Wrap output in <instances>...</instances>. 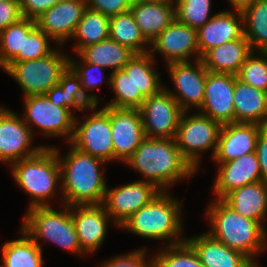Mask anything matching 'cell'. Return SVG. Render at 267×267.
<instances>
[{
	"instance_id": "30",
	"label": "cell",
	"mask_w": 267,
	"mask_h": 267,
	"mask_svg": "<svg viewBox=\"0 0 267 267\" xmlns=\"http://www.w3.org/2000/svg\"><path fill=\"white\" fill-rule=\"evenodd\" d=\"M76 56L79 59L77 57H69V76L76 82L79 94L87 104L98 106L100 97L93 93H88V91H92L99 86L101 88V84L104 82L110 86V74L105 78V68L85 62L78 54Z\"/></svg>"
},
{
	"instance_id": "23",
	"label": "cell",
	"mask_w": 267,
	"mask_h": 267,
	"mask_svg": "<svg viewBox=\"0 0 267 267\" xmlns=\"http://www.w3.org/2000/svg\"><path fill=\"white\" fill-rule=\"evenodd\" d=\"M186 241L196 251L203 267H254L255 264L243 253L228 248L207 232L187 236Z\"/></svg>"
},
{
	"instance_id": "48",
	"label": "cell",
	"mask_w": 267,
	"mask_h": 267,
	"mask_svg": "<svg viewBox=\"0 0 267 267\" xmlns=\"http://www.w3.org/2000/svg\"><path fill=\"white\" fill-rule=\"evenodd\" d=\"M133 1L147 2V3H158V2L173 1V0H133Z\"/></svg>"
},
{
	"instance_id": "32",
	"label": "cell",
	"mask_w": 267,
	"mask_h": 267,
	"mask_svg": "<svg viewBox=\"0 0 267 267\" xmlns=\"http://www.w3.org/2000/svg\"><path fill=\"white\" fill-rule=\"evenodd\" d=\"M109 38L128 47L135 54L149 53L150 43L144 38L131 11L109 18Z\"/></svg>"
},
{
	"instance_id": "3",
	"label": "cell",
	"mask_w": 267,
	"mask_h": 267,
	"mask_svg": "<svg viewBox=\"0 0 267 267\" xmlns=\"http://www.w3.org/2000/svg\"><path fill=\"white\" fill-rule=\"evenodd\" d=\"M205 214L210 228L207 233L212 238L260 265L256 258L267 250V229L259 222L238 214L222 199L214 198L209 202Z\"/></svg>"
},
{
	"instance_id": "16",
	"label": "cell",
	"mask_w": 267,
	"mask_h": 267,
	"mask_svg": "<svg viewBox=\"0 0 267 267\" xmlns=\"http://www.w3.org/2000/svg\"><path fill=\"white\" fill-rule=\"evenodd\" d=\"M109 115L113 138L114 161H127L146 138L139 109H116L102 106Z\"/></svg>"
},
{
	"instance_id": "25",
	"label": "cell",
	"mask_w": 267,
	"mask_h": 267,
	"mask_svg": "<svg viewBox=\"0 0 267 267\" xmlns=\"http://www.w3.org/2000/svg\"><path fill=\"white\" fill-rule=\"evenodd\" d=\"M253 50L245 36L208 50L201 60L204 67L214 73L237 75Z\"/></svg>"
},
{
	"instance_id": "1",
	"label": "cell",
	"mask_w": 267,
	"mask_h": 267,
	"mask_svg": "<svg viewBox=\"0 0 267 267\" xmlns=\"http://www.w3.org/2000/svg\"><path fill=\"white\" fill-rule=\"evenodd\" d=\"M70 147L63 155L59 147L57 153L61 172L62 202L73 205H100L104 201L107 189L104 160ZM63 155V156H61ZM104 168V169H103Z\"/></svg>"
},
{
	"instance_id": "18",
	"label": "cell",
	"mask_w": 267,
	"mask_h": 267,
	"mask_svg": "<svg viewBox=\"0 0 267 267\" xmlns=\"http://www.w3.org/2000/svg\"><path fill=\"white\" fill-rule=\"evenodd\" d=\"M86 8L87 0L61 1L36 18V25L55 45L64 46L71 40Z\"/></svg>"
},
{
	"instance_id": "4",
	"label": "cell",
	"mask_w": 267,
	"mask_h": 267,
	"mask_svg": "<svg viewBox=\"0 0 267 267\" xmlns=\"http://www.w3.org/2000/svg\"><path fill=\"white\" fill-rule=\"evenodd\" d=\"M170 191H161L145 206L131 215L119 228L141 238L166 241L163 246L186 241L182 201ZM183 236V237H182Z\"/></svg>"
},
{
	"instance_id": "24",
	"label": "cell",
	"mask_w": 267,
	"mask_h": 267,
	"mask_svg": "<svg viewBox=\"0 0 267 267\" xmlns=\"http://www.w3.org/2000/svg\"><path fill=\"white\" fill-rule=\"evenodd\" d=\"M235 212L259 222L267 229V182L250 183L229 192L222 199ZM266 225V226H265Z\"/></svg>"
},
{
	"instance_id": "40",
	"label": "cell",
	"mask_w": 267,
	"mask_h": 267,
	"mask_svg": "<svg viewBox=\"0 0 267 267\" xmlns=\"http://www.w3.org/2000/svg\"><path fill=\"white\" fill-rule=\"evenodd\" d=\"M45 95L54 105L68 108L72 113L85 111L89 106L80 96L77 84L70 76L50 88Z\"/></svg>"
},
{
	"instance_id": "34",
	"label": "cell",
	"mask_w": 267,
	"mask_h": 267,
	"mask_svg": "<svg viewBox=\"0 0 267 267\" xmlns=\"http://www.w3.org/2000/svg\"><path fill=\"white\" fill-rule=\"evenodd\" d=\"M244 36L254 52H267V0H257L242 12Z\"/></svg>"
},
{
	"instance_id": "39",
	"label": "cell",
	"mask_w": 267,
	"mask_h": 267,
	"mask_svg": "<svg viewBox=\"0 0 267 267\" xmlns=\"http://www.w3.org/2000/svg\"><path fill=\"white\" fill-rule=\"evenodd\" d=\"M52 42L54 41L36 25L28 34H23L22 52H18L10 62H23L45 57L58 47V45H55V48L51 47Z\"/></svg>"
},
{
	"instance_id": "15",
	"label": "cell",
	"mask_w": 267,
	"mask_h": 267,
	"mask_svg": "<svg viewBox=\"0 0 267 267\" xmlns=\"http://www.w3.org/2000/svg\"><path fill=\"white\" fill-rule=\"evenodd\" d=\"M163 56L165 64L200 60L197 30L174 19L151 43L149 53Z\"/></svg>"
},
{
	"instance_id": "37",
	"label": "cell",
	"mask_w": 267,
	"mask_h": 267,
	"mask_svg": "<svg viewBox=\"0 0 267 267\" xmlns=\"http://www.w3.org/2000/svg\"><path fill=\"white\" fill-rule=\"evenodd\" d=\"M153 254L155 267H203L196 251L187 242L164 246Z\"/></svg>"
},
{
	"instance_id": "17",
	"label": "cell",
	"mask_w": 267,
	"mask_h": 267,
	"mask_svg": "<svg viewBox=\"0 0 267 267\" xmlns=\"http://www.w3.org/2000/svg\"><path fill=\"white\" fill-rule=\"evenodd\" d=\"M237 75L207 72L203 103L197 111L221 125L235 122L234 84Z\"/></svg>"
},
{
	"instance_id": "38",
	"label": "cell",
	"mask_w": 267,
	"mask_h": 267,
	"mask_svg": "<svg viewBox=\"0 0 267 267\" xmlns=\"http://www.w3.org/2000/svg\"><path fill=\"white\" fill-rule=\"evenodd\" d=\"M175 19L198 30L216 13L211 15L212 0H173Z\"/></svg>"
},
{
	"instance_id": "45",
	"label": "cell",
	"mask_w": 267,
	"mask_h": 267,
	"mask_svg": "<svg viewBox=\"0 0 267 267\" xmlns=\"http://www.w3.org/2000/svg\"><path fill=\"white\" fill-rule=\"evenodd\" d=\"M22 16L19 1L0 2V31L19 21Z\"/></svg>"
},
{
	"instance_id": "8",
	"label": "cell",
	"mask_w": 267,
	"mask_h": 267,
	"mask_svg": "<svg viewBox=\"0 0 267 267\" xmlns=\"http://www.w3.org/2000/svg\"><path fill=\"white\" fill-rule=\"evenodd\" d=\"M221 126L219 122L199 112L182 113L175 142L182 156L196 171L201 167V156L204 152L211 151V159L214 157Z\"/></svg>"
},
{
	"instance_id": "46",
	"label": "cell",
	"mask_w": 267,
	"mask_h": 267,
	"mask_svg": "<svg viewBox=\"0 0 267 267\" xmlns=\"http://www.w3.org/2000/svg\"><path fill=\"white\" fill-rule=\"evenodd\" d=\"M255 152L259 161L263 181L267 182V126H264L258 135Z\"/></svg>"
},
{
	"instance_id": "27",
	"label": "cell",
	"mask_w": 267,
	"mask_h": 267,
	"mask_svg": "<svg viewBox=\"0 0 267 267\" xmlns=\"http://www.w3.org/2000/svg\"><path fill=\"white\" fill-rule=\"evenodd\" d=\"M233 99L235 122L267 126V92L236 78Z\"/></svg>"
},
{
	"instance_id": "42",
	"label": "cell",
	"mask_w": 267,
	"mask_h": 267,
	"mask_svg": "<svg viewBox=\"0 0 267 267\" xmlns=\"http://www.w3.org/2000/svg\"><path fill=\"white\" fill-rule=\"evenodd\" d=\"M148 249L142 246L137 250L120 254L99 263L100 267H155L153 256L148 258Z\"/></svg>"
},
{
	"instance_id": "36",
	"label": "cell",
	"mask_w": 267,
	"mask_h": 267,
	"mask_svg": "<svg viewBox=\"0 0 267 267\" xmlns=\"http://www.w3.org/2000/svg\"><path fill=\"white\" fill-rule=\"evenodd\" d=\"M36 26V21L21 18L0 31V68L3 69L17 54L22 52L23 34H28Z\"/></svg>"
},
{
	"instance_id": "6",
	"label": "cell",
	"mask_w": 267,
	"mask_h": 267,
	"mask_svg": "<svg viewBox=\"0 0 267 267\" xmlns=\"http://www.w3.org/2000/svg\"><path fill=\"white\" fill-rule=\"evenodd\" d=\"M62 210L52 206L33 207L25 211L21 227L23 231L39 246V240L48 241L66 252L85 257L87 254L81 249L76 228L71 217L70 206L61 204ZM42 239V240H41ZM44 239V240H43Z\"/></svg>"
},
{
	"instance_id": "41",
	"label": "cell",
	"mask_w": 267,
	"mask_h": 267,
	"mask_svg": "<svg viewBox=\"0 0 267 267\" xmlns=\"http://www.w3.org/2000/svg\"><path fill=\"white\" fill-rule=\"evenodd\" d=\"M237 78L267 92V52H252L241 66Z\"/></svg>"
},
{
	"instance_id": "43",
	"label": "cell",
	"mask_w": 267,
	"mask_h": 267,
	"mask_svg": "<svg viewBox=\"0 0 267 267\" xmlns=\"http://www.w3.org/2000/svg\"><path fill=\"white\" fill-rule=\"evenodd\" d=\"M133 0H87V7L109 18L130 11Z\"/></svg>"
},
{
	"instance_id": "12",
	"label": "cell",
	"mask_w": 267,
	"mask_h": 267,
	"mask_svg": "<svg viewBox=\"0 0 267 267\" xmlns=\"http://www.w3.org/2000/svg\"><path fill=\"white\" fill-rule=\"evenodd\" d=\"M34 135L29 126L17 114L6 106H0V163L9 166L19 160L38 154L44 147L52 145H34Z\"/></svg>"
},
{
	"instance_id": "21",
	"label": "cell",
	"mask_w": 267,
	"mask_h": 267,
	"mask_svg": "<svg viewBox=\"0 0 267 267\" xmlns=\"http://www.w3.org/2000/svg\"><path fill=\"white\" fill-rule=\"evenodd\" d=\"M264 126L258 123L234 122L221 126L214 157L216 163L235 160L256 150V142Z\"/></svg>"
},
{
	"instance_id": "2",
	"label": "cell",
	"mask_w": 267,
	"mask_h": 267,
	"mask_svg": "<svg viewBox=\"0 0 267 267\" xmlns=\"http://www.w3.org/2000/svg\"><path fill=\"white\" fill-rule=\"evenodd\" d=\"M124 164L161 191H170L179 181L197 174L171 138L146 137Z\"/></svg>"
},
{
	"instance_id": "9",
	"label": "cell",
	"mask_w": 267,
	"mask_h": 267,
	"mask_svg": "<svg viewBox=\"0 0 267 267\" xmlns=\"http://www.w3.org/2000/svg\"><path fill=\"white\" fill-rule=\"evenodd\" d=\"M23 121L33 134L34 129L40 130L41 136L65 139L71 142L74 134L75 113L68 108L54 105L45 95H30L23 97ZM65 137V138H64Z\"/></svg>"
},
{
	"instance_id": "35",
	"label": "cell",
	"mask_w": 267,
	"mask_h": 267,
	"mask_svg": "<svg viewBox=\"0 0 267 267\" xmlns=\"http://www.w3.org/2000/svg\"><path fill=\"white\" fill-rule=\"evenodd\" d=\"M156 61L150 53L134 55L135 94H142L147 98L164 88L160 72L154 66Z\"/></svg>"
},
{
	"instance_id": "19",
	"label": "cell",
	"mask_w": 267,
	"mask_h": 267,
	"mask_svg": "<svg viewBox=\"0 0 267 267\" xmlns=\"http://www.w3.org/2000/svg\"><path fill=\"white\" fill-rule=\"evenodd\" d=\"M70 211L81 249L92 255L103 245L108 225L113 221L102 204L73 205Z\"/></svg>"
},
{
	"instance_id": "33",
	"label": "cell",
	"mask_w": 267,
	"mask_h": 267,
	"mask_svg": "<svg viewBox=\"0 0 267 267\" xmlns=\"http://www.w3.org/2000/svg\"><path fill=\"white\" fill-rule=\"evenodd\" d=\"M109 38V17L100 12L85 9L71 39L73 52L78 54L86 46Z\"/></svg>"
},
{
	"instance_id": "44",
	"label": "cell",
	"mask_w": 267,
	"mask_h": 267,
	"mask_svg": "<svg viewBox=\"0 0 267 267\" xmlns=\"http://www.w3.org/2000/svg\"><path fill=\"white\" fill-rule=\"evenodd\" d=\"M64 0H19L22 16L35 20L53 5Z\"/></svg>"
},
{
	"instance_id": "20",
	"label": "cell",
	"mask_w": 267,
	"mask_h": 267,
	"mask_svg": "<svg viewBox=\"0 0 267 267\" xmlns=\"http://www.w3.org/2000/svg\"><path fill=\"white\" fill-rule=\"evenodd\" d=\"M216 164L219 167L211 191L216 199H223L237 188L263 180L256 152Z\"/></svg>"
},
{
	"instance_id": "5",
	"label": "cell",
	"mask_w": 267,
	"mask_h": 267,
	"mask_svg": "<svg viewBox=\"0 0 267 267\" xmlns=\"http://www.w3.org/2000/svg\"><path fill=\"white\" fill-rule=\"evenodd\" d=\"M9 167L15 183L30 197L27 210L52 206L51 200L57 195H61L59 201L63 200L59 160L53 147H44L38 154L16 161Z\"/></svg>"
},
{
	"instance_id": "28",
	"label": "cell",
	"mask_w": 267,
	"mask_h": 267,
	"mask_svg": "<svg viewBox=\"0 0 267 267\" xmlns=\"http://www.w3.org/2000/svg\"><path fill=\"white\" fill-rule=\"evenodd\" d=\"M135 55L128 47L123 46L111 38L102 40L83 48L79 53L85 62L99 65L111 72L123 69L124 65Z\"/></svg>"
},
{
	"instance_id": "13",
	"label": "cell",
	"mask_w": 267,
	"mask_h": 267,
	"mask_svg": "<svg viewBox=\"0 0 267 267\" xmlns=\"http://www.w3.org/2000/svg\"><path fill=\"white\" fill-rule=\"evenodd\" d=\"M160 192L153 183L141 179L115 188H109L107 185L102 205L112 219L114 227L120 228L131 215Z\"/></svg>"
},
{
	"instance_id": "29",
	"label": "cell",
	"mask_w": 267,
	"mask_h": 267,
	"mask_svg": "<svg viewBox=\"0 0 267 267\" xmlns=\"http://www.w3.org/2000/svg\"><path fill=\"white\" fill-rule=\"evenodd\" d=\"M21 237L6 241L1 247L0 267H43V250L20 228Z\"/></svg>"
},
{
	"instance_id": "26",
	"label": "cell",
	"mask_w": 267,
	"mask_h": 267,
	"mask_svg": "<svg viewBox=\"0 0 267 267\" xmlns=\"http://www.w3.org/2000/svg\"><path fill=\"white\" fill-rule=\"evenodd\" d=\"M130 11L149 43L175 19L174 1L158 3L133 1Z\"/></svg>"
},
{
	"instance_id": "11",
	"label": "cell",
	"mask_w": 267,
	"mask_h": 267,
	"mask_svg": "<svg viewBox=\"0 0 267 267\" xmlns=\"http://www.w3.org/2000/svg\"><path fill=\"white\" fill-rule=\"evenodd\" d=\"M165 68L174 86L172 90L164 84V89L176 99L183 112H191L193 107L198 111L203 103L208 72L202 60L172 62Z\"/></svg>"
},
{
	"instance_id": "47",
	"label": "cell",
	"mask_w": 267,
	"mask_h": 267,
	"mask_svg": "<svg viewBox=\"0 0 267 267\" xmlns=\"http://www.w3.org/2000/svg\"><path fill=\"white\" fill-rule=\"evenodd\" d=\"M232 8L230 10L242 12L245 8L254 4L257 0H227Z\"/></svg>"
},
{
	"instance_id": "31",
	"label": "cell",
	"mask_w": 267,
	"mask_h": 267,
	"mask_svg": "<svg viewBox=\"0 0 267 267\" xmlns=\"http://www.w3.org/2000/svg\"><path fill=\"white\" fill-rule=\"evenodd\" d=\"M110 88L114 98L105 106L116 109H139L146 99L142 94H135L134 56L124 65L123 69L110 73Z\"/></svg>"
},
{
	"instance_id": "14",
	"label": "cell",
	"mask_w": 267,
	"mask_h": 267,
	"mask_svg": "<svg viewBox=\"0 0 267 267\" xmlns=\"http://www.w3.org/2000/svg\"><path fill=\"white\" fill-rule=\"evenodd\" d=\"M139 111L147 138L175 139L183 111L164 88L158 94L147 97Z\"/></svg>"
},
{
	"instance_id": "49",
	"label": "cell",
	"mask_w": 267,
	"mask_h": 267,
	"mask_svg": "<svg viewBox=\"0 0 267 267\" xmlns=\"http://www.w3.org/2000/svg\"><path fill=\"white\" fill-rule=\"evenodd\" d=\"M6 1H19V0H0V2H6Z\"/></svg>"
},
{
	"instance_id": "22",
	"label": "cell",
	"mask_w": 267,
	"mask_h": 267,
	"mask_svg": "<svg viewBox=\"0 0 267 267\" xmlns=\"http://www.w3.org/2000/svg\"><path fill=\"white\" fill-rule=\"evenodd\" d=\"M243 36V16L240 11L225 9L217 12L197 30L200 58L211 48Z\"/></svg>"
},
{
	"instance_id": "10",
	"label": "cell",
	"mask_w": 267,
	"mask_h": 267,
	"mask_svg": "<svg viewBox=\"0 0 267 267\" xmlns=\"http://www.w3.org/2000/svg\"><path fill=\"white\" fill-rule=\"evenodd\" d=\"M86 110L92 113L84 114L85 120L75 117L74 134L70 143L78 150L107 163L114 162L109 115L102 108L97 110V105H89Z\"/></svg>"
},
{
	"instance_id": "7",
	"label": "cell",
	"mask_w": 267,
	"mask_h": 267,
	"mask_svg": "<svg viewBox=\"0 0 267 267\" xmlns=\"http://www.w3.org/2000/svg\"><path fill=\"white\" fill-rule=\"evenodd\" d=\"M58 46L51 54L23 62H9L3 72L13 78L21 88L23 97L45 94L50 88L69 76V57Z\"/></svg>"
}]
</instances>
